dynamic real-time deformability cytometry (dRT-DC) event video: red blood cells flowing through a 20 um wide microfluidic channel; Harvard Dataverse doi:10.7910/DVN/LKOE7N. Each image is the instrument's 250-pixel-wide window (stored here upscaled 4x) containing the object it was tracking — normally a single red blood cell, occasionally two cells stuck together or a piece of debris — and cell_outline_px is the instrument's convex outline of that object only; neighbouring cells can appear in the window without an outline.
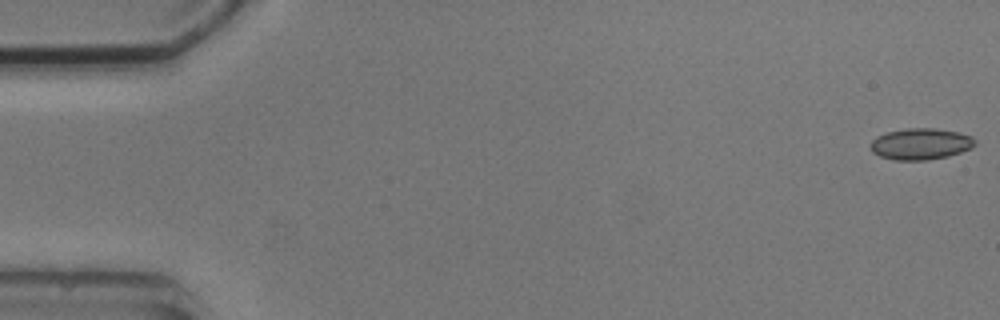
{"species": "common noctule bat (a hibernating species)", "species_latin": "Nyctalus noctula", "temperature_condition": "cold", "stored_images_in_passage": 10, "camera_frame_rate_fps": 3000, "um_per_image_px": 0.085, "animal": {"sex": "male", "body_mass_g": 20.5, "forearm_length_mm": 52.5}, "frame": {"image": 1, "passage_image": 1, "time_ms": 0.0, "image_size_px": [1000, 320], "cell_outline_px": [[976, 144], [972, 148], [948, 156], [928, 160], [896, 160], [880, 156], [872, 152], [868, 144], [876, 136], [888, 132], [908, 128], [932, 128], [956, 132], [972, 136], [976, 140]], "centroid_in_image_um": [78.24, 12.24], "position_along_channel_um": 6.8, "area_um2": 19.13}}